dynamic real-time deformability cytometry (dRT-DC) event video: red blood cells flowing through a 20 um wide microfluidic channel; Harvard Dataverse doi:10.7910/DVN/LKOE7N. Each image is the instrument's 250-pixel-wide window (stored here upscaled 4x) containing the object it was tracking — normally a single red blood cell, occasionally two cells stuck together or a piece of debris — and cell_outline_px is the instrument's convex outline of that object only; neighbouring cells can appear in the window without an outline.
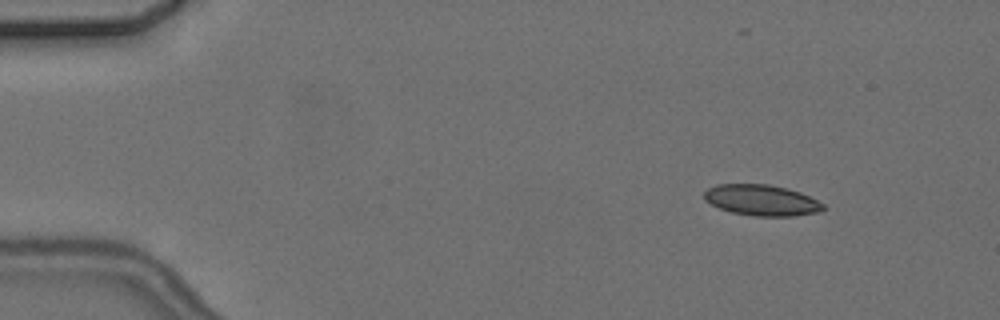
{"species": "common noctule bat (a hibernating species)", "species_latin": "Nyctalus noctula", "temperature_condition": "cold", "stored_images_in_passage": 5, "camera_frame_rate_fps": 3000, "um_per_image_px": 0.085, "animal": {"sex": "female", "body_mass_g": 24.6, "forearm_length_mm": 56.2}, "frame": {"image": 1, "passage_image": 2, "time_ms": 1.333, "image_size_px": [1000, 320], "cell_outline_px": [[828, 208], [816, 212], [792, 216], [752, 216], [732, 212], [720, 208], [704, 200], [704, 192], [708, 188], [716, 184], [768, 184], [788, 188], [800, 192], [824, 204]], "centroid_in_image_um": [64.73, 17.01], "position_along_channel_um": 20.3, "area_um2": 21.44}}